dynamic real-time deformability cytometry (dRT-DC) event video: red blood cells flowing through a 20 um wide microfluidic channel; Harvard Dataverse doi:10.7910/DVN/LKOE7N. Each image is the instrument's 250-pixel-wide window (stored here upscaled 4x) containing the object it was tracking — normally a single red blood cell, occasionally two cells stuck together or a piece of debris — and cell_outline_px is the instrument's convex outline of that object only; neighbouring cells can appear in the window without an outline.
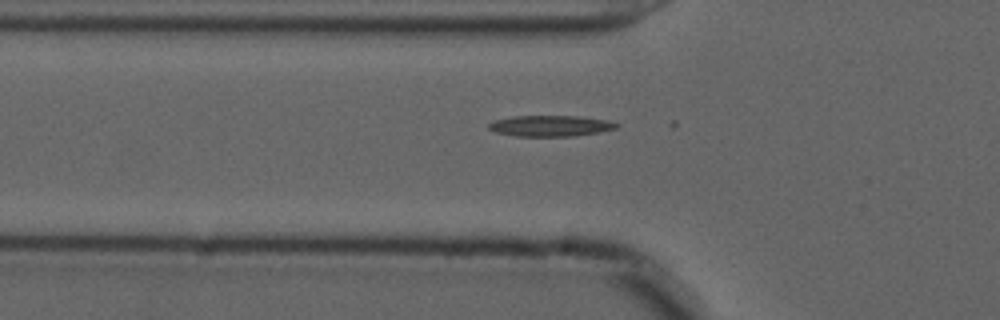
{"species": "common noctule bat (a hibernating species)", "species_latin": "Nyctalus noctula", "temperature_condition": "cold", "stored_images_in_passage": 35, "camera_frame_rate_fps": 3000, "um_per_image_px": 0.085, "animal": {"sex": "male", "forearm_length_mm": 52.5}, "frame": {"image": 1, "passage_image": 2, "time_ms": 0.333, "image_size_px": [1000, 320], "cell_outline_px": [[620, 124], [616, 128], [600, 132], [572, 136], [516, 136], [496, 132], [488, 128], [488, 124], [492, 120], [512, 116], [580, 116], [608, 120]], "centroid_in_image_um": [46.78, 10.69], "position_along_channel_um": 79.0, "area_um2": 15.66}}
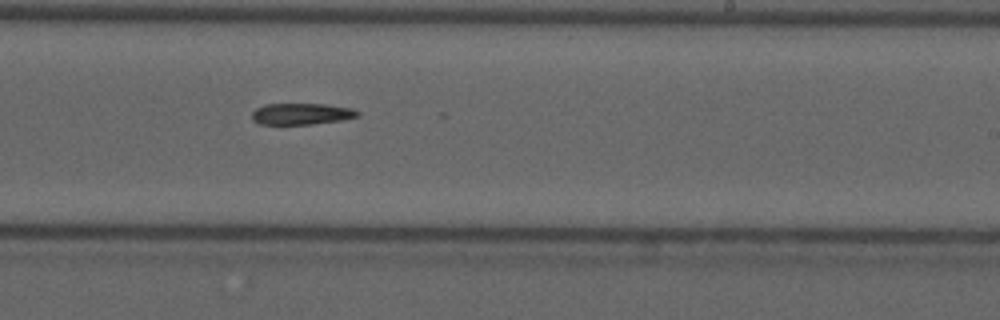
{"frame": {"image": 2, "passage_image": 17, "time_ms": 5.333, "image_size_px": [1000, 320], "cell_outline_px": [[360, 116], [340, 120], [312, 124], [260, 124], [252, 120], [252, 112], [256, 108], [264, 104], [324, 104], [352, 108], [360, 112]], "centroid_in_image_um": [25.62, 9.67], "position_along_channel_um": 263.4, "area_um2": 13.18}}
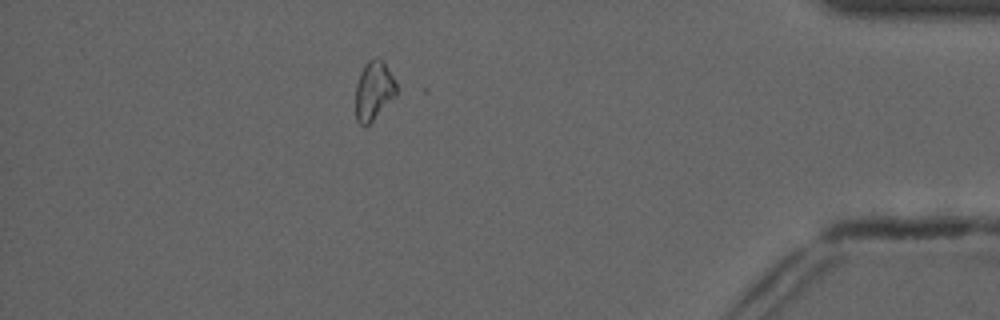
{"frame": {"image": 3, "passage_image": 32, "time_ms": 10.333, "image_size_px": [1000, 320], "cell_outline_px": [[396, 96], [368, 124], [360, 124], [356, 120], [356, 84], [360, 72], [368, 60], [376, 56], [384, 60], [396, 84]], "centroid_in_image_um": [31.77, 7.65], "position_along_channel_um": 403.4, "area_um2": 13.93}}